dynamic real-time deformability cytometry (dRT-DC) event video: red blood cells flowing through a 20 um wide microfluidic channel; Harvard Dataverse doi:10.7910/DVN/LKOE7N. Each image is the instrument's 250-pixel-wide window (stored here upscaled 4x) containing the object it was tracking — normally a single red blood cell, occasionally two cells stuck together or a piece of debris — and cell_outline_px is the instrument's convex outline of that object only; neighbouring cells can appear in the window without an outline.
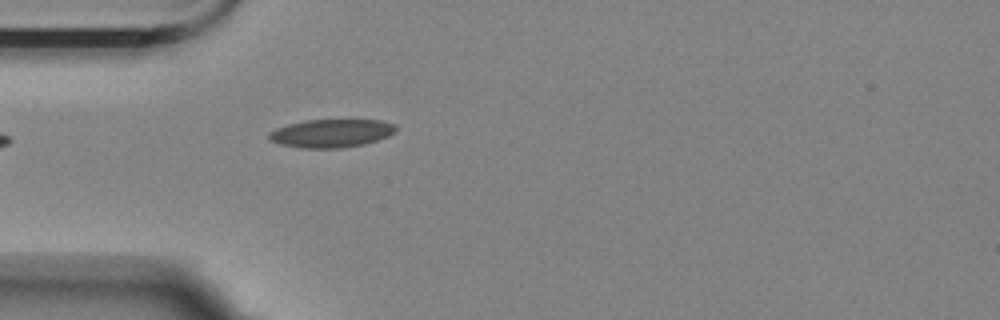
{"species": "Egyptian fruit bat (a non-hibernating species)", "species_latin": "Rousettus aegyptiacus", "temperature_condition": "room temperature", "stored_images_in_passage": 5, "camera_frame_rate_fps": 3000, "um_per_image_px": 0.085, "animal": {"sex": "female"}, "frame": {"image": 1, "passage_image": 5, "time_ms": 4.667, "image_size_px": [1000, 320], "cell_outline_px": [[396, 132], [388, 136], [376, 140], [360, 144], [340, 148], [304, 148], [280, 144], [272, 140], [268, 136], [268, 132], [276, 128], [288, 124], [304, 120], [380, 120], [396, 124]], "centroid_in_image_um": [28.16, 11.31], "position_along_channel_um": 56.8, "area_um2": 20.69}}